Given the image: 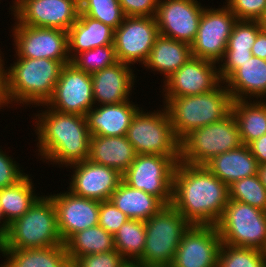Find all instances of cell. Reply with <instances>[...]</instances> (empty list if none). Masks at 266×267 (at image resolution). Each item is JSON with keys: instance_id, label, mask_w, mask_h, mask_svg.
Returning a JSON list of instances; mask_svg holds the SVG:
<instances>
[{"instance_id": "cell-42", "label": "cell", "mask_w": 266, "mask_h": 267, "mask_svg": "<svg viewBox=\"0 0 266 267\" xmlns=\"http://www.w3.org/2000/svg\"><path fill=\"white\" fill-rule=\"evenodd\" d=\"M18 164L14 157L0 149V189L14 185L26 175Z\"/></svg>"}, {"instance_id": "cell-11", "label": "cell", "mask_w": 266, "mask_h": 267, "mask_svg": "<svg viewBox=\"0 0 266 267\" xmlns=\"http://www.w3.org/2000/svg\"><path fill=\"white\" fill-rule=\"evenodd\" d=\"M238 19L226 5L206 7L201 15L197 35L191 46L192 57L220 63L227 42Z\"/></svg>"}, {"instance_id": "cell-52", "label": "cell", "mask_w": 266, "mask_h": 267, "mask_svg": "<svg viewBox=\"0 0 266 267\" xmlns=\"http://www.w3.org/2000/svg\"><path fill=\"white\" fill-rule=\"evenodd\" d=\"M127 267H143V266H140V265H137V264H129Z\"/></svg>"}, {"instance_id": "cell-4", "label": "cell", "mask_w": 266, "mask_h": 267, "mask_svg": "<svg viewBox=\"0 0 266 267\" xmlns=\"http://www.w3.org/2000/svg\"><path fill=\"white\" fill-rule=\"evenodd\" d=\"M221 82L214 90L175 98H163L175 136L181 141L193 130L224 119L231 113L232 96Z\"/></svg>"}, {"instance_id": "cell-33", "label": "cell", "mask_w": 266, "mask_h": 267, "mask_svg": "<svg viewBox=\"0 0 266 267\" xmlns=\"http://www.w3.org/2000/svg\"><path fill=\"white\" fill-rule=\"evenodd\" d=\"M115 250L130 264H135L143 255L146 229L141 220H127L115 233Z\"/></svg>"}, {"instance_id": "cell-10", "label": "cell", "mask_w": 266, "mask_h": 267, "mask_svg": "<svg viewBox=\"0 0 266 267\" xmlns=\"http://www.w3.org/2000/svg\"><path fill=\"white\" fill-rule=\"evenodd\" d=\"M180 156L137 154L122 180L130 187L172 203L173 175Z\"/></svg>"}, {"instance_id": "cell-39", "label": "cell", "mask_w": 266, "mask_h": 267, "mask_svg": "<svg viewBox=\"0 0 266 267\" xmlns=\"http://www.w3.org/2000/svg\"><path fill=\"white\" fill-rule=\"evenodd\" d=\"M238 20L261 21L266 14V0H225Z\"/></svg>"}, {"instance_id": "cell-14", "label": "cell", "mask_w": 266, "mask_h": 267, "mask_svg": "<svg viewBox=\"0 0 266 267\" xmlns=\"http://www.w3.org/2000/svg\"><path fill=\"white\" fill-rule=\"evenodd\" d=\"M159 36L155 17L126 16L114 30V47L119 62L145 64Z\"/></svg>"}, {"instance_id": "cell-18", "label": "cell", "mask_w": 266, "mask_h": 267, "mask_svg": "<svg viewBox=\"0 0 266 267\" xmlns=\"http://www.w3.org/2000/svg\"><path fill=\"white\" fill-rule=\"evenodd\" d=\"M218 63L191 57L162 86L163 98L199 95L214 90L222 81Z\"/></svg>"}, {"instance_id": "cell-3", "label": "cell", "mask_w": 266, "mask_h": 267, "mask_svg": "<svg viewBox=\"0 0 266 267\" xmlns=\"http://www.w3.org/2000/svg\"><path fill=\"white\" fill-rule=\"evenodd\" d=\"M14 61L8 68L5 67L7 108L10 105L13 107L22 104V107L28 105L30 108L31 105L37 107L46 104L53 94L64 64L46 58L16 57Z\"/></svg>"}, {"instance_id": "cell-25", "label": "cell", "mask_w": 266, "mask_h": 267, "mask_svg": "<svg viewBox=\"0 0 266 267\" xmlns=\"http://www.w3.org/2000/svg\"><path fill=\"white\" fill-rule=\"evenodd\" d=\"M113 43L114 29L87 15H79L68 30V55L70 60L83 51Z\"/></svg>"}, {"instance_id": "cell-44", "label": "cell", "mask_w": 266, "mask_h": 267, "mask_svg": "<svg viewBox=\"0 0 266 267\" xmlns=\"http://www.w3.org/2000/svg\"><path fill=\"white\" fill-rule=\"evenodd\" d=\"M252 52H225L223 59L218 64L219 77L224 82L242 63L252 57Z\"/></svg>"}, {"instance_id": "cell-13", "label": "cell", "mask_w": 266, "mask_h": 267, "mask_svg": "<svg viewBox=\"0 0 266 267\" xmlns=\"http://www.w3.org/2000/svg\"><path fill=\"white\" fill-rule=\"evenodd\" d=\"M15 57L52 59L64 65L71 63L68 55V31L14 24L11 28Z\"/></svg>"}, {"instance_id": "cell-5", "label": "cell", "mask_w": 266, "mask_h": 267, "mask_svg": "<svg viewBox=\"0 0 266 267\" xmlns=\"http://www.w3.org/2000/svg\"><path fill=\"white\" fill-rule=\"evenodd\" d=\"M64 244L52 198L40 195L30 209L15 219L3 236L2 249L46 248Z\"/></svg>"}, {"instance_id": "cell-38", "label": "cell", "mask_w": 266, "mask_h": 267, "mask_svg": "<svg viewBox=\"0 0 266 267\" xmlns=\"http://www.w3.org/2000/svg\"><path fill=\"white\" fill-rule=\"evenodd\" d=\"M263 29L261 21L238 20L227 42L226 52H247Z\"/></svg>"}, {"instance_id": "cell-41", "label": "cell", "mask_w": 266, "mask_h": 267, "mask_svg": "<svg viewBox=\"0 0 266 267\" xmlns=\"http://www.w3.org/2000/svg\"><path fill=\"white\" fill-rule=\"evenodd\" d=\"M127 220L129 218L121 210L117 209L110 199L100 202L98 225L106 232L114 236Z\"/></svg>"}, {"instance_id": "cell-19", "label": "cell", "mask_w": 266, "mask_h": 267, "mask_svg": "<svg viewBox=\"0 0 266 267\" xmlns=\"http://www.w3.org/2000/svg\"><path fill=\"white\" fill-rule=\"evenodd\" d=\"M66 168L73 172L67 189L74 195L87 199L100 202L109 200L122 181V174L117 170L89 159L70 164Z\"/></svg>"}, {"instance_id": "cell-30", "label": "cell", "mask_w": 266, "mask_h": 267, "mask_svg": "<svg viewBox=\"0 0 266 267\" xmlns=\"http://www.w3.org/2000/svg\"><path fill=\"white\" fill-rule=\"evenodd\" d=\"M231 112L243 144L248 145L266 134V100H234Z\"/></svg>"}, {"instance_id": "cell-46", "label": "cell", "mask_w": 266, "mask_h": 267, "mask_svg": "<svg viewBox=\"0 0 266 267\" xmlns=\"http://www.w3.org/2000/svg\"><path fill=\"white\" fill-rule=\"evenodd\" d=\"M252 55L266 60V30L262 29L251 48Z\"/></svg>"}, {"instance_id": "cell-34", "label": "cell", "mask_w": 266, "mask_h": 267, "mask_svg": "<svg viewBox=\"0 0 266 267\" xmlns=\"http://www.w3.org/2000/svg\"><path fill=\"white\" fill-rule=\"evenodd\" d=\"M217 267H266V252L222 243Z\"/></svg>"}, {"instance_id": "cell-20", "label": "cell", "mask_w": 266, "mask_h": 267, "mask_svg": "<svg viewBox=\"0 0 266 267\" xmlns=\"http://www.w3.org/2000/svg\"><path fill=\"white\" fill-rule=\"evenodd\" d=\"M49 196L56 208L63 243L73 234L98 225L100 201L79 197L69 190Z\"/></svg>"}, {"instance_id": "cell-26", "label": "cell", "mask_w": 266, "mask_h": 267, "mask_svg": "<svg viewBox=\"0 0 266 267\" xmlns=\"http://www.w3.org/2000/svg\"><path fill=\"white\" fill-rule=\"evenodd\" d=\"M204 166L228 186L257 174L259 167L248 145L245 144L213 157Z\"/></svg>"}, {"instance_id": "cell-22", "label": "cell", "mask_w": 266, "mask_h": 267, "mask_svg": "<svg viewBox=\"0 0 266 267\" xmlns=\"http://www.w3.org/2000/svg\"><path fill=\"white\" fill-rule=\"evenodd\" d=\"M141 109L132 101L94 106L86 114L91 136H124L132 118Z\"/></svg>"}, {"instance_id": "cell-8", "label": "cell", "mask_w": 266, "mask_h": 267, "mask_svg": "<svg viewBox=\"0 0 266 267\" xmlns=\"http://www.w3.org/2000/svg\"><path fill=\"white\" fill-rule=\"evenodd\" d=\"M215 226L222 243L266 252V211L229 200Z\"/></svg>"}, {"instance_id": "cell-12", "label": "cell", "mask_w": 266, "mask_h": 267, "mask_svg": "<svg viewBox=\"0 0 266 267\" xmlns=\"http://www.w3.org/2000/svg\"><path fill=\"white\" fill-rule=\"evenodd\" d=\"M9 13L15 24L68 31L78 19L77 0H13Z\"/></svg>"}, {"instance_id": "cell-47", "label": "cell", "mask_w": 266, "mask_h": 267, "mask_svg": "<svg viewBox=\"0 0 266 267\" xmlns=\"http://www.w3.org/2000/svg\"><path fill=\"white\" fill-rule=\"evenodd\" d=\"M3 57V58H2ZM4 56L2 51L0 50V111L5 106L6 103V94H5V63Z\"/></svg>"}, {"instance_id": "cell-1", "label": "cell", "mask_w": 266, "mask_h": 267, "mask_svg": "<svg viewBox=\"0 0 266 267\" xmlns=\"http://www.w3.org/2000/svg\"><path fill=\"white\" fill-rule=\"evenodd\" d=\"M228 201V185L206 166L177 163L171 204L191 225H216Z\"/></svg>"}, {"instance_id": "cell-37", "label": "cell", "mask_w": 266, "mask_h": 267, "mask_svg": "<svg viewBox=\"0 0 266 267\" xmlns=\"http://www.w3.org/2000/svg\"><path fill=\"white\" fill-rule=\"evenodd\" d=\"M118 62L114 44L83 51L71 60L77 69L91 75Z\"/></svg>"}, {"instance_id": "cell-48", "label": "cell", "mask_w": 266, "mask_h": 267, "mask_svg": "<svg viewBox=\"0 0 266 267\" xmlns=\"http://www.w3.org/2000/svg\"><path fill=\"white\" fill-rule=\"evenodd\" d=\"M9 223L5 220L2 208L0 206V235L3 237L9 229Z\"/></svg>"}, {"instance_id": "cell-50", "label": "cell", "mask_w": 266, "mask_h": 267, "mask_svg": "<svg viewBox=\"0 0 266 267\" xmlns=\"http://www.w3.org/2000/svg\"><path fill=\"white\" fill-rule=\"evenodd\" d=\"M261 23H262L263 29L266 30V14H265L264 18L261 20Z\"/></svg>"}, {"instance_id": "cell-35", "label": "cell", "mask_w": 266, "mask_h": 267, "mask_svg": "<svg viewBox=\"0 0 266 267\" xmlns=\"http://www.w3.org/2000/svg\"><path fill=\"white\" fill-rule=\"evenodd\" d=\"M229 200L239 201L266 211V188L257 174L228 186Z\"/></svg>"}, {"instance_id": "cell-31", "label": "cell", "mask_w": 266, "mask_h": 267, "mask_svg": "<svg viewBox=\"0 0 266 267\" xmlns=\"http://www.w3.org/2000/svg\"><path fill=\"white\" fill-rule=\"evenodd\" d=\"M30 176L26 174L14 185L0 189V206L9 224L23 216L40 197Z\"/></svg>"}, {"instance_id": "cell-27", "label": "cell", "mask_w": 266, "mask_h": 267, "mask_svg": "<svg viewBox=\"0 0 266 267\" xmlns=\"http://www.w3.org/2000/svg\"><path fill=\"white\" fill-rule=\"evenodd\" d=\"M192 57L191 46L159 35L143 65L145 69L163 74V82L174 74Z\"/></svg>"}, {"instance_id": "cell-40", "label": "cell", "mask_w": 266, "mask_h": 267, "mask_svg": "<svg viewBox=\"0 0 266 267\" xmlns=\"http://www.w3.org/2000/svg\"><path fill=\"white\" fill-rule=\"evenodd\" d=\"M130 263L116 250L77 258L72 267H127Z\"/></svg>"}, {"instance_id": "cell-6", "label": "cell", "mask_w": 266, "mask_h": 267, "mask_svg": "<svg viewBox=\"0 0 266 267\" xmlns=\"http://www.w3.org/2000/svg\"><path fill=\"white\" fill-rule=\"evenodd\" d=\"M144 223L145 248L135 264L143 267H170L182 236L191 224L172 204L164 205Z\"/></svg>"}, {"instance_id": "cell-21", "label": "cell", "mask_w": 266, "mask_h": 267, "mask_svg": "<svg viewBox=\"0 0 266 267\" xmlns=\"http://www.w3.org/2000/svg\"><path fill=\"white\" fill-rule=\"evenodd\" d=\"M135 76L132 66L122 62L93 73L91 78L94 105L129 101L137 78Z\"/></svg>"}, {"instance_id": "cell-15", "label": "cell", "mask_w": 266, "mask_h": 267, "mask_svg": "<svg viewBox=\"0 0 266 267\" xmlns=\"http://www.w3.org/2000/svg\"><path fill=\"white\" fill-rule=\"evenodd\" d=\"M45 105L62 113L86 116L95 106L91 74L77 69L72 63L64 65Z\"/></svg>"}, {"instance_id": "cell-45", "label": "cell", "mask_w": 266, "mask_h": 267, "mask_svg": "<svg viewBox=\"0 0 266 267\" xmlns=\"http://www.w3.org/2000/svg\"><path fill=\"white\" fill-rule=\"evenodd\" d=\"M248 148L257 160L258 165L266 164V134L250 142Z\"/></svg>"}, {"instance_id": "cell-17", "label": "cell", "mask_w": 266, "mask_h": 267, "mask_svg": "<svg viewBox=\"0 0 266 267\" xmlns=\"http://www.w3.org/2000/svg\"><path fill=\"white\" fill-rule=\"evenodd\" d=\"M222 241L215 225H191L170 267H217Z\"/></svg>"}, {"instance_id": "cell-9", "label": "cell", "mask_w": 266, "mask_h": 267, "mask_svg": "<svg viewBox=\"0 0 266 267\" xmlns=\"http://www.w3.org/2000/svg\"><path fill=\"white\" fill-rule=\"evenodd\" d=\"M143 107L132 118L126 137L137 154L180 156V141L174 134L165 107L146 112Z\"/></svg>"}, {"instance_id": "cell-36", "label": "cell", "mask_w": 266, "mask_h": 267, "mask_svg": "<svg viewBox=\"0 0 266 267\" xmlns=\"http://www.w3.org/2000/svg\"><path fill=\"white\" fill-rule=\"evenodd\" d=\"M79 5V15H87L99 20L114 30L118 28L126 17L119 0H81Z\"/></svg>"}, {"instance_id": "cell-32", "label": "cell", "mask_w": 266, "mask_h": 267, "mask_svg": "<svg viewBox=\"0 0 266 267\" xmlns=\"http://www.w3.org/2000/svg\"><path fill=\"white\" fill-rule=\"evenodd\" d=\"M64 245L72 263L82 256L115 250L113 235L100 225L73 234Z\"/></svg>"}, {"instance_id": "cell-2", "label": "cell", "mask_w": 266, "mask_h": 267, "mask_svg": "<svg viewBox=\"0 0 266 267\" xmlns=\"http://www.w3.org/2000/svg\"><path fill=\"white\" fill-rule=\"evenodd\" d=\"M40 106L45 109L33 114L37 136L34 141H38L35 152L38 151L40 160L60 168L87 160L91 134L86 116L62 113L45 104Z\"/></svg>"}, {"instance_id": "cell-29", "label": "cell", "mask_w": 266, "mask_h": 267, "mask_svg": "<svg viewBox=\"0 0 266 267\" xmlns=\"http://www.w3.org/2000/svg\"><path fill=\"white\" fill-rule=\"evenodd\" d=\"M110 200L129 219L141 221H147L164 207V204L157 197L134 189L123 180L112 193Z\"/></svg>"}, {"instance_id": "cell-51", "label": "cell", "mask_w": 266, "mask_h": 267, "mask_svg": "<svg viewBox=\"0 0 266 267\" xmlns=\"http://www.w3.org/2000/svg\"><path fill=\"white\" fill-rule=\"evenodd\" d=\"M3 247V237L0 235V253L2 252Z\"/></svg>"}, {"instance_id": "cell-49", "label": "cell", "mask_w": 266, "mask_h": 267, "mask_svg": "<svg viewBox=\"0 0 266 267\" xmlns=\"http://www.w3.org/2000/svg\"><path fill=\"white\" fill-rule=\"evenodd\" d=\"M257 175L266 188V164L259 165Z\"/></svg>"}, {"instance_id": "cell-7", "label": "cell", "mask_w": 266, "mask_h": 267, "mask_svg": "<svg viewBox=\"0 0 266 267\" xmlns=\"http://www.w3.org/2000/svg\"><path fill=\"white\" fill-rule=\"evenodd\" d=\"M232 112L224 119L193 130L180 141L179 161L205 165L213 157L242 145Z\"/></svg>"}, {"instance_id": "cell-28", "label": "cell", "mask_w": 266, "mask_h": 267, "mask_svg": "<svg viewBox=\"0 0 266 267\" xmlns=\"http://www.w3.org/2000/svg\"><path fill=\"white\" fill-rule=\"evenodd\" d=\"M0 267H72L65 245L33 249H2Z\"/></svg>"}, {"instance_id": "cell-23", "label": "cell", "mask_w": 266, "mask_h": 267, "mask_svg": "<svg viewBox=\"0 0 266 267\" xmlns=\"http://www.w3.org/2000/svg\"><path fill=\"white\" fill-rule=\"evenodd\" d=\"M234 100H266V60L252 56L225 81ZM260 98V99H259Z\"/></svg>"}, {"instance_id": "cell-16", "label": "cell", "mask_w": 266, "mask_h": 267, "mask_svg": "<svg viewBox=\"0 0 266 267\" xmlns=\"http://www.w3.org/2000/svg\"><path fill=\"white\" fill-rule=\"evenodd\" d=\"M204 8L197 0H159L155 15L159 35L191 45Z\"/></svg>"}, {"instance_id": "cell-24", "label": "cell", "mask_w": 266, "mask_h": 267, "mask_svg": "<svg viewBox=\"0 0 266 267\" xmlns=\"http://www.w3.org/2000/svg\"><path fill=\"white\" fill-rule=\"evenodd\" d=\"M137 153L124 136H91L89 157L94 163L112 167L124 174L135 160Z\"/></svg>"}, {"instance_id": "cell-43", "label": "cell", "mask_w": 266, "mask_h": 267, "mask_svg": "<svg viewBox=\"0 0 266 267\" xmlns=\"http://www.w3.org/2000/svg\"><path fill=\"white\" fill-rule=\"evenodd\" d=\"M125 16L155 17L159 0H119Z\"/></svg>"}]
</instances>
